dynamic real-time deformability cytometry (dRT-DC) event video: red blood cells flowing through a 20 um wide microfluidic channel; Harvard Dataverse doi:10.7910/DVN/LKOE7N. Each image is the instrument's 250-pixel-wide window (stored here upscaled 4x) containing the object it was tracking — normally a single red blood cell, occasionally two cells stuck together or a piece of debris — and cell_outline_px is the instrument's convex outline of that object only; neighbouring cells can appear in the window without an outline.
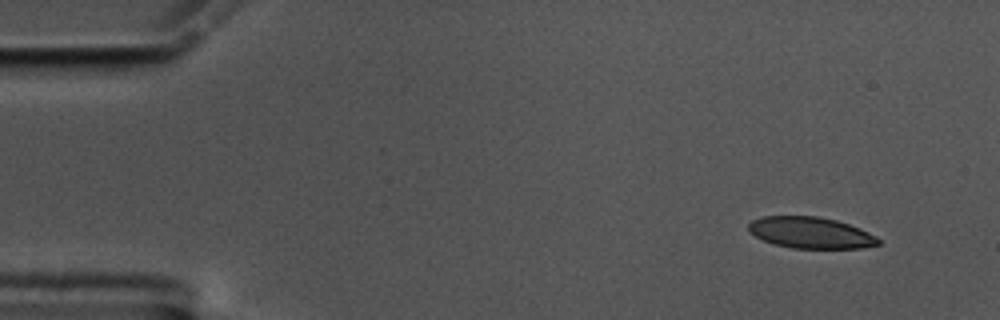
{"species": "common noctule bat (a hibernating species)", "species_latin": "Nyctalus noctula", "temperature_condition": "cold", "stored_images_in_passage": 53, "camera_frame_rate_fps": 3000, "um_per_image_px": 0.085, "animal": {"sex": "male", "body_mass_g": 17.5, "forearm_length_mm": 52.3}, "frame": {"image": 1, "passage_image": 1, "time_ms": 0.0, "image_size_px": [1000, 320], "cell_outline_px": [[880, 244], [860, 248], [792, 248], [776, 244], [764, 240], [748, 232], [748, 224], [752, 220], [760, 216], [816, 216], [836, 220], [860, 228], [876, 236], [880, 240]], "centroid_in_image_um": [68.89, 19.77], "position_along_channel_um": 16.1, "area_um2": 23.64}}
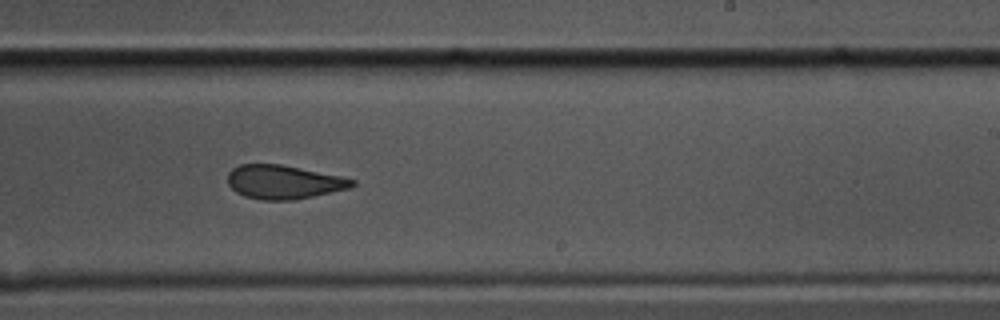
{"frame": {"image": 2, "passage_image": 31, "time_ms": 10.0, "image_size_px": [1000, 320], "cell_outline_px": [[356, 184], [348, 188], [312, 196], [292, 200], [260, 200], [244, 196], [236, 192], [228, 184], [228, 172], [232, 168], [240, 164], [280, 164], [340, 176], [356, 180]], "centroid_in_image_um": [24.07, 15.47], "position_along_channel_um": 264.9, "area_um2": 24.33}}
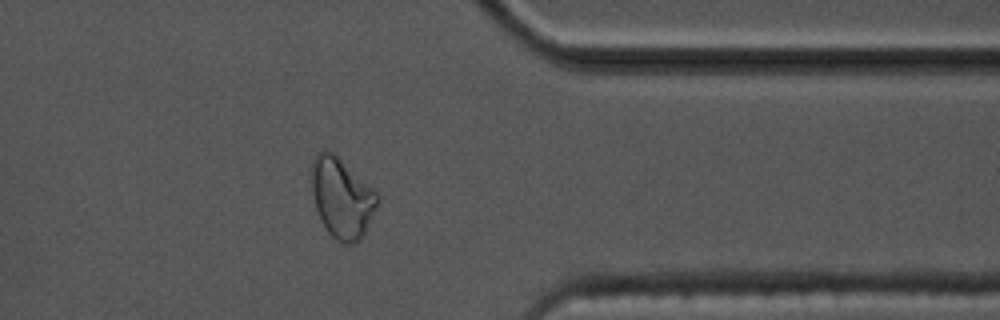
{"frame": {"image": 3, "passage_image": 42, "time_ms": 13.667, "image_size_px": [1000, 320], "cell_outline_px": [[380, 200], [360, 240], [356, 244], [344, 244], [336, 240], [328, 232], [320, 220], [316, 208], [312, 192], [312, 160], [316, 152], [324, 148], [328, 148], [372, 188], [380, 196]], "centroid_in_image_um": [29.03, 16.82], "position_along_channel_um": 382.4, "area_um2": 30.63}, "authors_computed_cell_mechanics": {"area_um2": 25.8366, "velocity_mm_per_s": 3.5021, "shape_relaxation_time_tau1_ms": 4.9609, "shape_relaxation_time_tau2_ms": 2.487, "deformation_change_tau1": 0.1438, "deformation_change_tau2": 0.0939}}